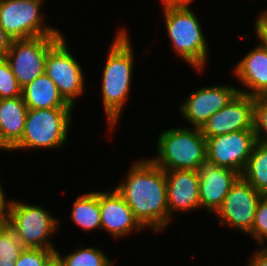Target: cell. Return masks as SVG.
Segmentation results:
<instances>
[{
  "label": "cell",
  "instance_id": "1",
  "mask_svg": "<svg viewBox=\"0 0 267 266\" xmlns=\"http://www.w3.org/2000/svg\"><path fill=\"white\" fill-rule=\"evenodd\" d=\"M116 190L144 227L159 232L169 224L165 170L151 159L134 162Z\"/></svg>",
  "mask_w": 267,
  "mask_h": 266
},
{
  "label": "cell",
  "instance_id": "2",
  "mask_svg": "<svg viewBox=\"0 0 267 266\" xmlns=\"http://www.w3.org/2000/svg\"><path fill=\"white\" fill-rule=\"evenodd\" d=\"M108 51L101 86L103 108L111 131L128 99L134 67L131 41L124 28L117 32Z\"/></svg>",
  "mask_w": 267,
  "mask_h": 266
},
{
  "label": "cell",
  "instance_id": "3",
  "mask_svg": "<svg viewBox=\"0 0 267 266\" xmlns=\"http://www.w3.org/2000/svg\"><path fill=\"white\" fill-rule=\"evenodd\" d=\"M192 1L162 0V7L171 46L185 62L201 71L208 48L201 23L189 7Z\"/></svg>",
  "mask_w": 267,
  "mask_h": 266
},
{
  "label": "cell",
  "instance_id": "4",
  "mask_svg": "<svg viewBox=\"0 0 267 266\" xmlns=\"http://www.w3.org/2000/svg\"><path fill=\"white\" fill-rule=\"evenodd\" d=\"M157 155L150 158L164 170H195L206 161V139L200 128H174L161 132Z\"/></svg>",
  "mask_w": 267,
  "mask_h": 266
},
{
  "label": "cell",
  "instance_id": "5",
  "mask_svg": "<svg viewBox=\"0 0 267 266\" xmlns=\"http://www.w3.org/2000/svg\"><path fill=\"white\" fill-rule=\"evenodd\" d=\"M73 108L28 109L21 140L10 150L54 149L65 145Z\"/></svg>",
  "mask_w": 267,
  "mask_h": 266
},
{
  "label": "cell",
  "instance_id": "6",
  "mask_svg": "<svg viewBox=\"0 0 267 266\" xmlns=\"http://www.w3.org/2000/svg\"><path fill=\"white\" fill-rule=\"evenodd\" d=\"M58 223L45 208L12 200L7 225L25 248L56 250L48 238L58 229Z\"/></svg>",
  "mask_w": 267,
  "mask_h": 266
},
{
  "label": "cell",
  "instance_id": "7",
  "mask_svg": "<svg viewBox=\"0 0 267 266\" xmlns=\"http://www.w3.org/2000/svg\"><path fill=\"white\" fill-rule=\"evenodd\" d=\"M43 0H0V26L13 39L45 35H62L59 30L43 23ZM44 25V26H43Z\"/></svg>",
  "mask_w": 267,
  "mask_h": 266
},
{
  "label": "cell",
  "instance_id": "8",
  "mask_svg": "<svg viewBox=\"0 0 267 266\" xmlns=\"http://www.w3.org/2000/svg\"><path fill=\"white\" fill-rule=\"evenodd\" d=\"M63 35H45L13 40L5 58L21 88L45 73L49 49Z\"/></svg>",
  "mask_w": 267,
  "mask_h": 266
},
{
  "label": "cell",
  "instance_id": "9",
  "mask_svg": "<svg viewBox=\"0 0 267 266\" xmlns=\"http://www.w3.org/2000/svg\"><path fill=\"white\" fill-rule=\"evenodd\" d=\"M67 47L62 36L49 49L45 61V73L55 83L63 98L74 107L75 98L85 91L84 76L81 66Z\"/></svg>",
  "mask_w": 267,
  "mask_h": 266
},
{
  "label": "cell",
  "instance_id": "10",
  "mask_svg": "<svg viewBox=\"0 0 267 266\" xmlns=\"http://www.w3.org/2000/svg\"><path fill=\"white\" fill-rule=\"evenodd\" d=\"M206 139V160L216 166L243 173L255 143L254 130H241Z\"/></svg>",
  "mask_w": 267,
  "mask_h": 266
},
{
  "label": "cell",
  "instance_id": "11",
  "mask_svg": "<svg viewBox=\"0 0 267 266\" xmlns=\"http://www.w3.org/2000/svg\"><path fill=\"white\" fill-rule=\"evenodd\" d=\"M263 196L240 176L215 215L219 216L220 224L236 227L247 234L253 227L256 208Z\"/></svg>",
  "mask_w": 267,
  "mask_h": 266
},
{
  "label": "cell",
  "instance_id": "12",
  "mask_svg": "<svg viewBox=\"0 0 267 266\" xmlns=\"http://www.w3.org/2000/svg\"><path fill=\"white\" fill-rule=\"evenodd\" d=\"M253 115L254 97L238 92L202 126V135L210 138L241 130H253Z\"/></svg>",
  "mask_w": 267,
  "mask_h": 266
},
{
  "label": "cell",
  "instance_id": "13",
  "mask_svg": "<svg viewBox=\"0 0 267 266\" xmlns=\"http://www.w3.org/2000/svg\"><path fill=\"white\" fill-rule=\"evenodd\" d=\"M237 93L238 89L230 85L202 87L181 103L182 116L193 125V128L201 129L208 119L224 108Z\"/></svg>",
  "mask_w": 267,
  "mask_h": 266
},
{
  "label": "cell",
  "instance_id": "14",
  "mask_svg": "<svg viewBox=\"0 0 267 266\" xmlns=\"http://www.w3.org/2000/svg\"><path fill=\"white\" fill-rule=\"evenodd\" d=\"M198 173L200 208L204 207L208 212L215 214L222 206L232 185L241 175L207 160L199 166Z\"/></svg>",
  "mask_w": 267,
  "mask_h": 266
},
{
  "label": "cell",
  "instance_id": "15",
  "mask_svg": "<svg viewBox=\"0 0 267 266\" xmlns=\"http://www.w3.org/2000/svg\"><path fill=\"white\" fill-rule=\"evenodd\" d=\"M169 222L173 211L196 210L200 207L199 173L195 170H165Z\"/></svg>",
  "mask_w": 267,
  "mask_h": 266
},
{
  "label": "cell",
  "instance_id": "16",
  "mask_svg": "<svg viewBox=\"0 0 267 266\" xmlns=\"http://www.w3.org/2000/svg\"><path fill=\"white\" fill-rule=\"evenodd\" d=\"M100 212L101 228L115 238H121L125 234H132L133 230L139 231L144 228L116 189L112 192H100Z\"/></svg>",
  "mask_w": 267,
  "mask_h": 266
},
{
  "label": "cell",
  "instance_id": "17",
  "mask_svg": "<svg viewBox=\"0 0 267 266\" xmlns=\"http://www.w3.org/2000/svg\"><path fill=\"white\" fill-rule=\"evenodd\" d=\"M233 69L236 78L250 90L238 88L251 97L267 96V48L260 43L241 59Z\"/></svg>",
  "mask_w": 267,
  "mask_h": 266
},
{
  "label": "cell",
  "instance_id": "18",
  "mask_svg": "<svg viewBox=\"0 0 267 266\" xmlns=\"http://www.w3.org/2000/svg\"><path fill=\"white\" fill-rule=\"evenodd\" d=\"M27 111L22 96L0 99V150L10 151L21 140Z\"/></svg>",
  "mask_w": 267,
  "mask_h": 266
},
{
  "label": "cell",
  "instance_id": "19",
  "mask_svg": "<svg viewBox=\"0 0 267 266\" xmlns=\"http://www.w3.org/2000/svg\"><path fill=\"white\" fill-rule=\"evenodd\" d=\"M21 96L28 109L73 108L46 73L24 86Z\"/></svg>",
  "mask_w": 267,
  "mask_h": 266
},
{
  "label": "cell",
  "instance_id": "20",
  "mask_svg": "<svg viewBox=\"0 0 267 266\" xmlns=\"http://www.w3.org/2000/svg\"><path fill=\"white\" fill-rule=\"evenodd\" d=\"M71 218L84 230L101 229L100 192L78 196L73 203Z\"/></svg>",
  "mask_w": 267,
  "mask_h": 266
},
{
  "label": "cell",
  "instance_id": "21",
  "mask_svg": "<svg viewBox=\"0 0 267 266\" xmlns=\"http://www.w3.org/2000/svg\"><path fill=\"white\" fill-rule=\"evenodd\" d=\"M241 176L258 192L267 195V142L255 143Z\"/></svg>",
  "mask_w": 267,
  "mask_h": 266
},
{
  "label": "cell",
  "instance_id": "22",
  "mask_svg": "<svg viewBox=\"0 0 267 266\" xmlns=\"http://www.w3.org/2000/svg\"><path fill=\"white\" fill-rule=\"evenodd\" d=\"M55 253L65 266H113L106 254L92 247L77 249L64 257L57 250Z\"/></svg>",
  "mask_w": 267,
  "mask_h": 266
},
{
  "label": "cell",
  "instance_id": "23",
  "mask_svg": "<svg viewBox=\"0 0 267 266\" xmlns=\"http://www.w3.org/2000/svg\"><path fill=\"white\" fill-rule=\"evenodd\" d=\"M24 248L8 225L0 226V266H15Z\"/></svg>",
  "mask_w": 267,
  "mask_h": 266
},
{
  "label": "cell",
  "instance_id": "24",
  "mask_svg": "<svg viewBox=\"0 0 267 266\" xmlns=\"http://www.w3.org/2000/svg\"><path fill=\"white\" fill-rule=\"evenodd\" d=\"M22 95V88L14 76L5 57H0V99L15 98Z\"/></svg>",
  "mask_w": 267,
  "mask_h": 266
},
{
  "label": "cell",
  "instance_id": "25",
  "mask_svg": "<svg viewBox=\"0 0 267 266\" xmlns=\"http://www.w3.org/2000/svg\"><path fill=\"white\" fill-rule=\"evenodd\" d=\"M253 130L258 141L267 142V96L254 97Z\"/></svg>",
  "mask_w": 267,
  "mask_h": 266
},
{
  "label": "cell",
  "instance_id": "26",
  "mask_svg": "<svg viewBox=\"0 0 267 266\" xmlns=\"http://www.w3.org/2000/svg\"><path fill=\"white\" fill-rule=\"evenodd\" d=\"M261 246L267 240V195L259 201L252 229L248 232Z\"/></svg>",
  "mask_w": 267,
  "mask_h": 266
},
{
  "label": "cell",
  "instance_id": "27",
  "mask_svg": "<svg viewBox=\"0 0 267 266\" xmlns=\"http://www.w3.org/2000/svg\"><path fill=\"white\" fill-rule=\"evenodd\" d=\"M55 251L45 248H24L15 266H44Z\"/></svg>",
  "mask_w": 267,
  "mask_h": 266
},
{
  "label": "cell",
  "instance_id": "28",
  "mask_svg": "<svg viewBox=\"0 0 267 266\" xmlns=\"http://www.w3.org/2000/svg\"><path fill=\"white\" fill-rule=\"evenodd\" d=\"M257 38L262 46L267 48V10L261 12L255 21Z\"/></svg>",
  "mask_w": 267,
  "mask_h": 266
},
{
  "label": "cell",
  "instance_id": "29",
  "mask_svg": "<svg viewBox=\"0 0 267 266\" xmlns=\"http://www.w3.org/2000/svg\"><path fill=\"white\" fill-rule=\"evenodd\" d=\"M1 185L2 184H0V226H4L8 224L12 200L8 201L5 199L3 188Z\"/></svg>",
  "mask_w": 267,
  "mask_h": 266
},
{
  "label": "cell",
  "instance_id": "30",
  "mask_svg": "<svg viewBox=\"0 0 267 266\" xmlns=\"http://www.w3.org/2000/svg\"><path fill=\"white\" fill-rule=\"evenodd\" d=\"M247 266H267V248H260L249 259Z\"/></svg>",
  "mask_w": 267,
  "mask_h": 266
},
{
  "label": "cell",
  "instance_id": "31",
  "mask_svg": "<svg viewBox=\"0 0 267 266\" xmlns=\"http://www.w3.org/2000/svg\"><path fill=\"white\" fill-rule=\"evenodd\" d=\"M13 39L0 26V57H5L11 48Z\"/></svg>",
  "mask_w": 267,
  "mask_h": 266
},
{
  "label": "cell",
  "instance_id": "32",
  "mask_svg": "<svg viewBox=\"0 0 267 266\" xmlns=\"http://www.w3.org/2000/svg\"><path fill=\"white\" fill-rule=\"evenodd\" d=\"M44 266H65L61 258L54 253L44 264Z\"/></svg>",
  "mask_w": 267,
  "mask_h": 266
}]
</instances>
